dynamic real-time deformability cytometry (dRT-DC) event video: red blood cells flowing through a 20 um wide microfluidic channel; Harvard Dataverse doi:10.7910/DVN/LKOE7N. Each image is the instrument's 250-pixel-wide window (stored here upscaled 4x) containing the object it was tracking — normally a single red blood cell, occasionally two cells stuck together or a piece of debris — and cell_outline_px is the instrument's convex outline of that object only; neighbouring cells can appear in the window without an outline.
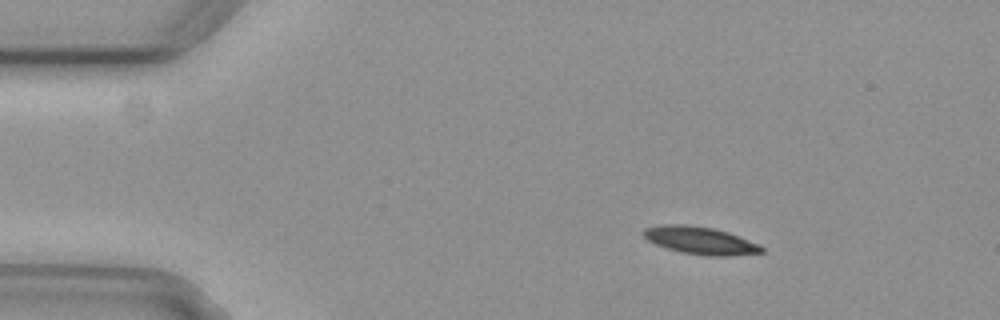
{"species": "common noctule bat (a hibernating species)", "species_latin": "Nyctalus noctula", "temperature_condition": "cold", "stored_images_in_passage": 5, "camera_frame_rate_fps": 3000, "um_per_image_px": 0.085, "animal": {"sex": "female", "body_mass_g": 29.2, "forearm_length_mm": 56.3}, "frame": {"image": 1, "passage_image": 3, "time_ms": 0.667, "image_size_px": [1000, 320], "cell_outline_px": [[764, 252], [728, 256], [708, 256], [680, 252], [656, 244], [648, 240], [640, 232], [644, 228], [660, 224], [688, 224], [712, 228], [728, 232], [760, 244], [764, 248]], "centroid_in_image_um": [59.51, 20.43], "position_along_channel_um": 25.5, "area_um2": 19.07}}